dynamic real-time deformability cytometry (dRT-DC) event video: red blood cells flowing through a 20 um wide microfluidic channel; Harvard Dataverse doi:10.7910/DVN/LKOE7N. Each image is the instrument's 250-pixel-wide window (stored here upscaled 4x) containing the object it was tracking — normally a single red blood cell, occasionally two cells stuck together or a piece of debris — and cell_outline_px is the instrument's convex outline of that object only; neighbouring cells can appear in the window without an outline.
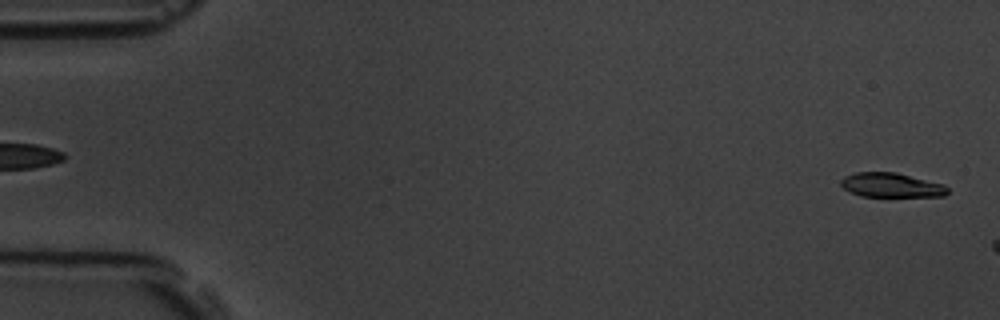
{"species": "common noctule bat (a hibernating species)", "species_latin": "Nyctalus noctula", "temperature_condition": "room temperature", "stored_images_in_passage": 6, "segment_of_instrument_passage": [2, 2], "camera_frame_rate_fps": 3000, "um_per_image_px": 0.085, "animal": {"sex": "male", "body_mass_g": 19.5, "forearm_length_mm": 54.6}, "frame": {"image": 1, "passage_image": 6, "time_ms": 5.667, "image_size_px": [1000, 320], "cell_outline_px": [[948, 192], [944, 196], [860, 196], [844, 188], [840, 184], [840, 180], [844, 176], [856, 172], [896, 172], [944, 184], [948, 188]], "centroid_in_image_um": [75.75, 15.73], "position_along_channel_um": 9.2, "area_um2": 15.09}}